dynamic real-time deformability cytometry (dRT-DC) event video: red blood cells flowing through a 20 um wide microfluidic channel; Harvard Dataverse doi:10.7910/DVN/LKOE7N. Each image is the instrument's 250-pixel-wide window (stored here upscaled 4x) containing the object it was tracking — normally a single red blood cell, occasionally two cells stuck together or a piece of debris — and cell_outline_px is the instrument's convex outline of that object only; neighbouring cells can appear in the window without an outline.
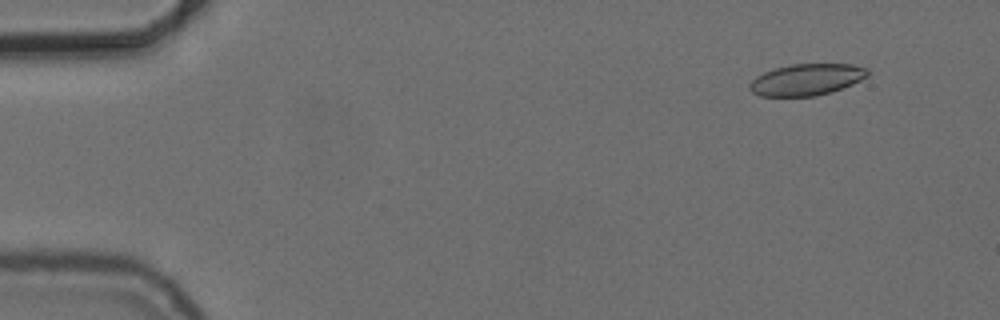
{"species": "common noctule bat (a hibernating species)", "species_latin": "Nyctalus noctula", "temperature_condition": "cold", "stored_images_in_passage": 55, "camera_frame_rate_fps": 3000, "um_per_image_px": 0.085, "animal": {"sex": "female", "body_mass_g": 24.6, "forearm_length_mm": 56.2}, "frame": {"image": 1, "passage_image": 5, "time_ms": 1.333, "image_size_px": [1000, 320], "cell_outline_px": [[868, 76], [852, 84], [832, 92], [816, 96], [760, 96], [752, 92], [748, 88], [748, 84], [756, 76], [764, 72], [776, 68], [792, 64], [852, 64], [868, 68]], "centroid_in_image_um": [68.55, 6.77], "position_along_channel_um": 16.4, "area_um2": 21.73}}
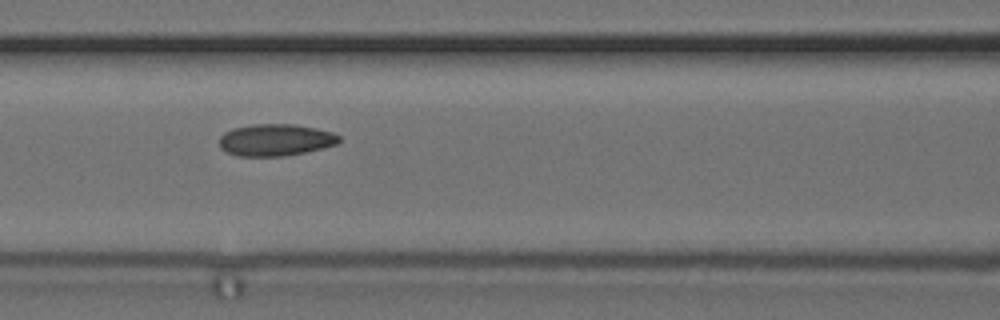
{"frame": {"image": 2, "passage_image": 24, "time_ms": 7.667, "image_size_px": [1000, 320], "cell_outline_px": [[340, 140], [336, 144], [324, 148], [284, 156], [240, 156], [228, 152], [220, 148], [220, 136], [224, 132], [232, 128], [252, 124], [292, 124], [316, 128], [332, 132], [340, 136]], "centroid_in_image_um": [23.41, 11.89], "position_along_channel_um": 143.2, "area_um2": 22.25}}
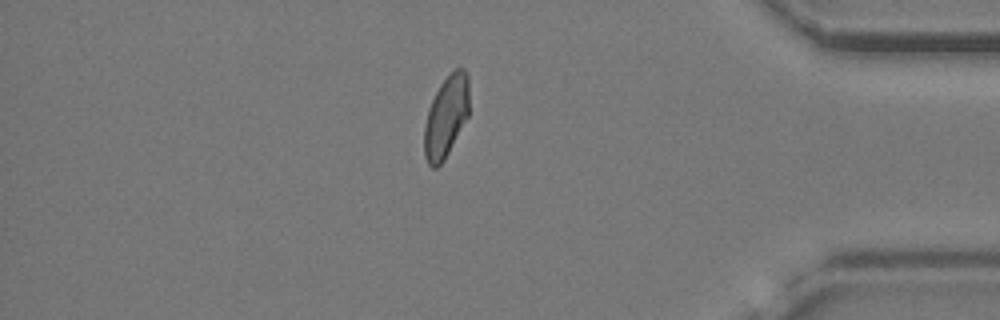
{"frame": {"image": 3, "passage_image": 47, "time_ms": 15.333, "image_size_px": [1000, 320], "cell_outline_px": [[468, 116], [444, 160], [436, 168], [432, 168], [428, 164], [424, 156], [424, 128], [428, 108], [440, 84], [456, 68], [464, 68], [468, 76]], "centroid_in_image_um": [37.9, 9.93], "position_along_channel_um": 397.3, "area_um2": 21.15}, "authors_computed_cell_mechanics": {"area_um2": 22.1374, "velocity_mm_per_s": 3.7329, "shape_relaxation_time_tau1_ms": null, "shape_relaxation_time_tau2_ms": 2.5677, "deformation_change_tau1": null, "deformation_change_tau2": 0.0721}}